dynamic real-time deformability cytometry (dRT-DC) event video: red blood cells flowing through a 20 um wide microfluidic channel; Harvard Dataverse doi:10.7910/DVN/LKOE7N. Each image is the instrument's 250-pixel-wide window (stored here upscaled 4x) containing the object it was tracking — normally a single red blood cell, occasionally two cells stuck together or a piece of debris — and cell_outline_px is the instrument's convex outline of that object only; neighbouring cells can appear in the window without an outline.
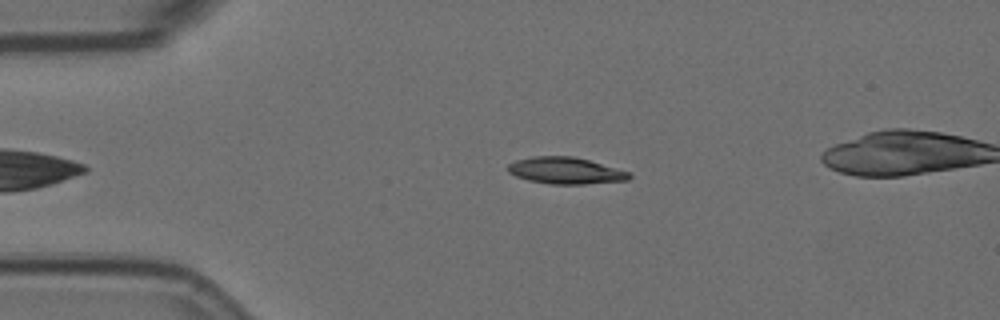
{"species": "Egyptian fruit bat (a non-hibernating species)", "species_latin": "Rousettus aegyptiacus", "temperature_condition": "room temperature", "stored_images_in_passage": 3, "camera_frame_rate_fps": 3000, "um_per_image_px": 0.085, "animal": {"sex": "female"}, "frame": {"image": 1, "passage_image": 1, "time_ms": 0.0, "image_size_px": [1000, 320], "cell_outline_px": [[632, 176], [628, 180], [584, 184], [548, 184], [528, 180], [516, 176], [508, 172], [508, 164], [516, 160], [532, 156], [572, 156], [588, 160], [632, 172]], "centroid_in_image_um": [48.08, 14.5], "position_along_channel_um": 36.9, "area_um2": 18.9}}